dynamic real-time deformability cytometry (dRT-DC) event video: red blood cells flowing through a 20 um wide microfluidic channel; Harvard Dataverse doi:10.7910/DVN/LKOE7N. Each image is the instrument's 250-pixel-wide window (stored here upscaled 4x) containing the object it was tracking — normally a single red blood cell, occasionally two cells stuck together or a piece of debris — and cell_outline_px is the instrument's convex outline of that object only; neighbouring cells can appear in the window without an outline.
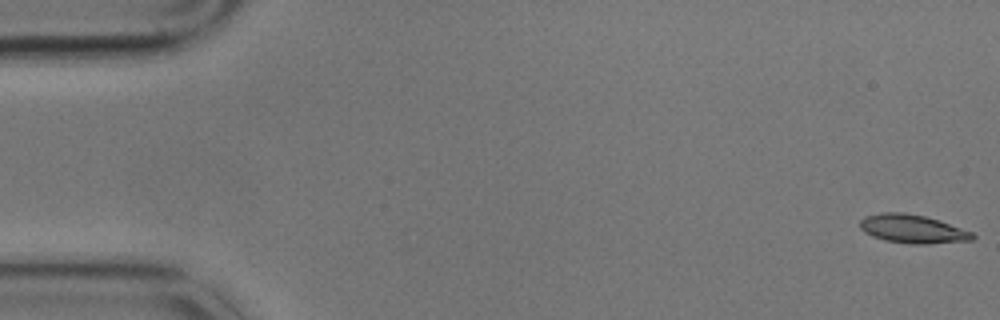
{"species": "common noctule bat (a hibernating species)", "species_latin": "Nyctalus noctula", "temperature_condition": "cold", "stored_images_in_passage": 58, "camera_frame_rate_fps": 3000, "um_per_image_px": 0.085, "animal": {"sex": "male", "body_mass_g": 17.9}, "frame": {"image": 1, "passage_image": 1, "time_ms": 0.0, "image_size_px": [1000, 320], "cell_outline_px": [[976, 236], [972, 240], [928, 244], [912, 244], [884, 240], [872, 236], [864, 232], [860, 228], [860, 220], [864, 216], [880, 212], [904, 212], [924, 216], [972, 232]], "centroid_in_image_um": [77.51, 19.46], "position_along_channel_um": 7.5, "area_um2": 18.61}}
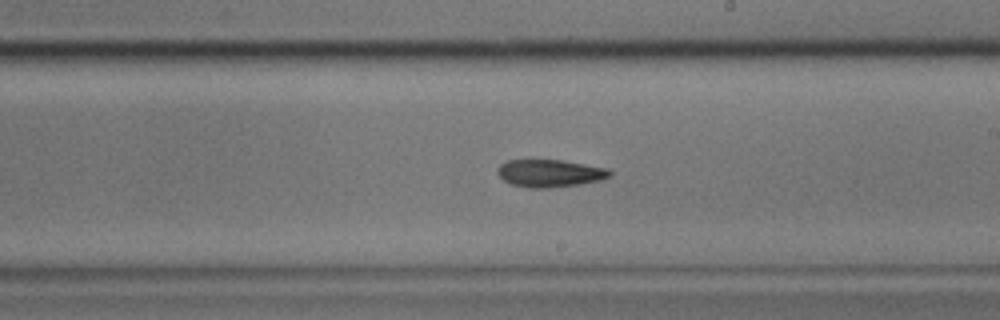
{"frame": {"image": 2, "passage_image": 33, "time_ms": 10.667, "image_size_px": [1000, 320], "cell_outline_px": [[612, 176], [600, 180], [580, 184], [548, 188], [528, 188], [512, 184], [504, 180], [496, 172], [496, 168], [500, 164], [508, 160], [532, 156], [560, 160], [608, 168], [612, 172]], "centroid_in_image_um": [46.68, 14.68], "position_along_channel_um": 242.3, "area_um2": 18.79}}
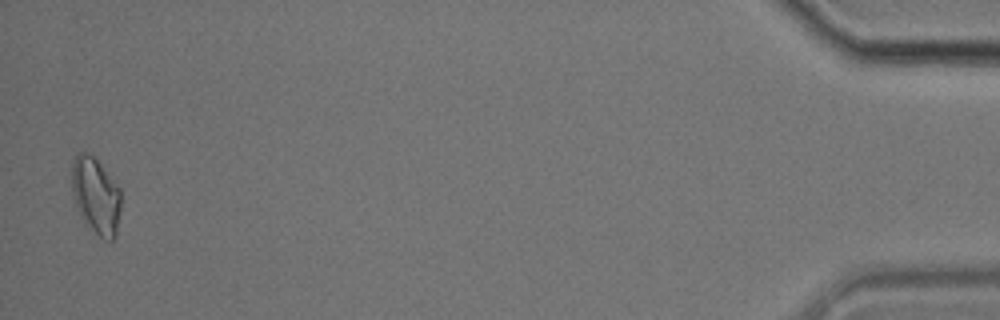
{"frame": {"image": 3, "passage_image": 57, "time_ms": 18.667, "image_size_px": [1000, 320], "cell_outline_px": [[120, 208], [116, 236], [112, 240], [104, 240], [84, 224], [80, 216], [72, 196], [72, 160], [76, 152], [84, 152], [92, 156], [100, 164], [120, 188]], "centroid_in_image_um": [8.12, 16.66], "position_along_channel_um": 427.1, "area_um2": 22.08}, "authors_computed_cell_mechanics": {"area_um2": 18.5827, "velocity_mm_per_s": 3.4313, "shape_relaxation_time_tau1_ms": 3.9239, "shape_relaxation_time_tau2_ms": null, "deformation_change_tau1": 0.1193, "deformation_change_tau2": null}}